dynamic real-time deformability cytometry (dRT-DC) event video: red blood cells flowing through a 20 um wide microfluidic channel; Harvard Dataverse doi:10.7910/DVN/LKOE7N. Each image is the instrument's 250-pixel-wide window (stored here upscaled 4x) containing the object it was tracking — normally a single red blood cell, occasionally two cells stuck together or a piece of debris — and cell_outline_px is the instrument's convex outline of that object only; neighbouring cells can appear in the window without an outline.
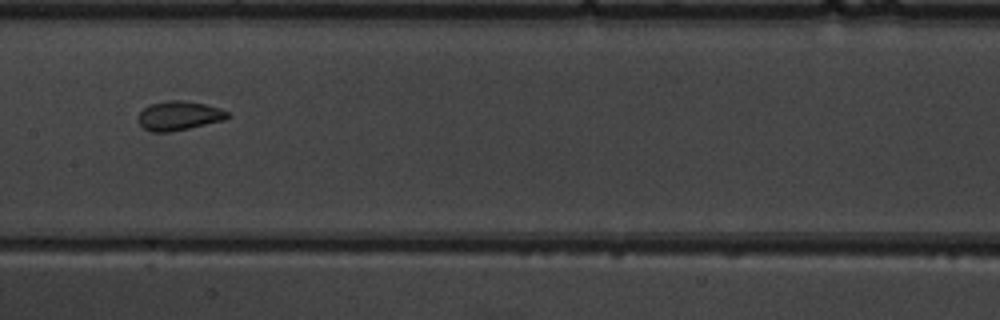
{"species": "common noctule bat (a hibernating species)", "species_latin": "Nyctalus noctula", "temperature_condition": "warm", "stored_images_in_passage": 9, "camera_frame_rate_fps": 3000, "um_per_image_px": 0.085, "animal": {"sex": "male", "body_mass_g": 19.5, "forearm_length_mm": 54.6}, "frame": {"image": 1, "passage_image": 8, "time_ms": 9.333, "image_size_px": [1000, 320], "cell_outline_px": [[232, 116], [224, 120], [188, 128], [168, 132], [152, 132], [144, 128], [136, 120], [140, 112], [148, 104], [168, 100], [184, 100], [204, 104], [228, 112]], "centroid_in_image_um": [15.17, 9.83], "position_along_channel_um": 192.2, "area_um2": 15.14}}
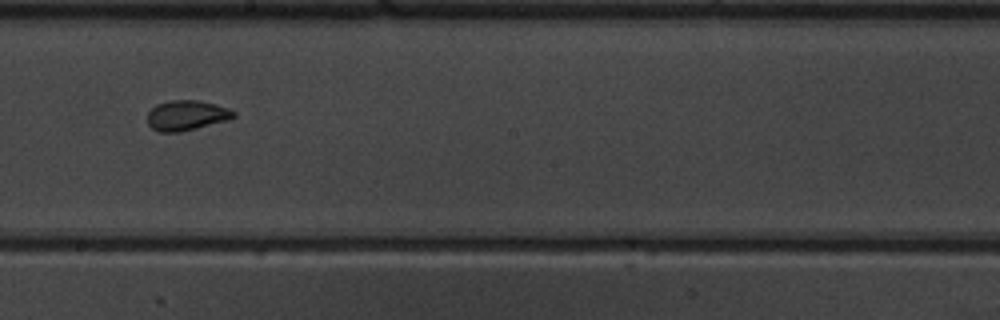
{"frame": {"image": 2, "passage_image": 9, "time_ms": 10.333, "image_size_px": [1000, 320], "cell_outline_px": [[236, 116], [228, 120], [180, 132], [160, 132], [152, 128], [148, 124], [148, 112], [156, 104], [172, 100], [196, 100], [216, 104], [228, 108], [236, 112]], "centroid_in_image_um": [15.86, 9.8], "position_along_channel_um": 232.3, "area_um2": 15.09}}